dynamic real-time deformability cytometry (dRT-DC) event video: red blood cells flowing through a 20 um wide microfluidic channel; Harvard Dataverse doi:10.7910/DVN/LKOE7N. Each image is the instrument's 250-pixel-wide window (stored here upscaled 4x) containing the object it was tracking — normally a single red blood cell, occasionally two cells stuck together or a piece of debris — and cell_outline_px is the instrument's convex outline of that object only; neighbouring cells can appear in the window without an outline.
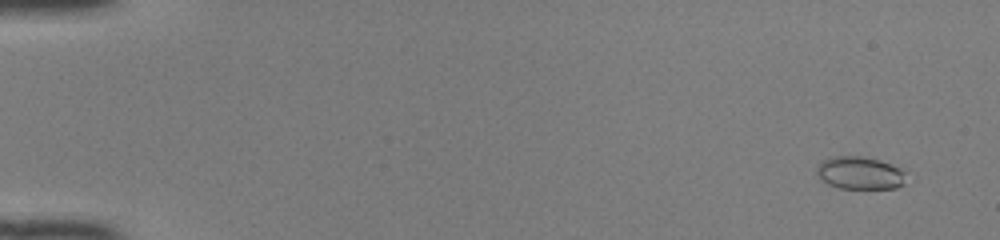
{"species": "common noctule bat (a hibernating species)", "species_latin": "Nyctalus noctula", "temperature_condition": "room temperature", "stored_images_in_passage": 51, "camera_frame_rate_fps": 3000, "um_per_image_px": 0.085, "animal": {"sex": "female", "body_mass_g": 22.0, "forearm_length_mm": 56.7}, "frame": {"image": 1, "passage_image": 4, "time_ms": 1.0, "image_size_px": [1000, 240], "cell_outline_px": [[904, 184], [896, 188], [840, 188], [828, 184], [816, 172], [816, 168], [820, 160], [832, 156], [860, 156], [880, 160], [900, 168], [904, 172]], "centroid_in_image_um": [73.06, 14.69], "position_along_channel_um": 11.9, "area_um2": 16.94}}
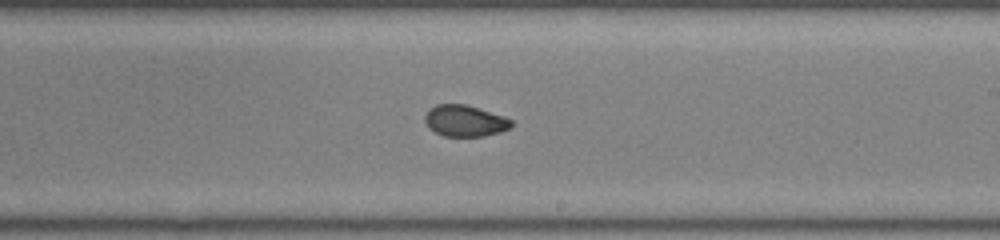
{"frame": {"image": 2, "passage_image": 32, "time_ms": 10.333, "image_size_px": [1000, 240], "cell_outline_px": [[512, 124], [508, 128], [500, 132], [484, 136], [444, 136], [428, 128], [424, 120], [424, 116], [428, 108], [436, 104], [464, 104], [504, 116], [512, 120]], "centroid_in_image_um": [39.47, 10.26], "position_along_channel_um": 249.5, "area_um2": 15.78}}
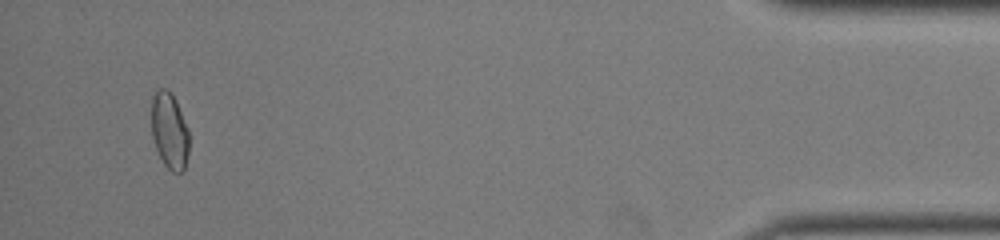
{"frame": {"image": 3, "passage_image": 49, "time_ms": 16.0, "image_size_px": [1000, 240], "cell_outline_px": [[188, 152], [184, 172], [172, 172], [164, 164], [156, 148], [152, 136], [152, 96], [160, 88], [168, 88], [172, 92], [176, 100], [188, 128]], "centroid_in_image_um": [14.41, 11.1], "position_along_channel_um": 420.8, "area_um2": 16.76}, "authors_computed_cell_mechanics": {"area_um2": 16.5886, "velocity_mm_per_s": 4.156, "shape_relaxation_time_tau1_ms": null, "shape_relaxation_time_tau2_ms": 0.9571, "deformation_change_tau1": null, "deformation_change_tau2": 0.0518}}